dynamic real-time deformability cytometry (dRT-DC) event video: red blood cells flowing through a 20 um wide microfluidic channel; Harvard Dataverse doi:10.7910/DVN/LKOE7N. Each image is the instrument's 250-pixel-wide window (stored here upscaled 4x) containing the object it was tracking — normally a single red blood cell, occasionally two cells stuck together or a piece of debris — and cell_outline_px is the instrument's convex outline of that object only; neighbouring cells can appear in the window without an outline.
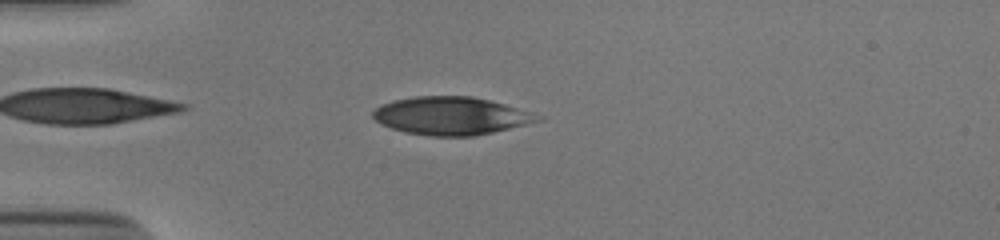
{"species": "human", "species_latin": "Homo sapiens", "temperature_condition": "cold", "stored_images_in_passage": 42, "camera_frame_rate_fps": 3000, "um_per_image_px": 0.085, "donor": {"sex": "male"}, "frame": {"image": 1, "passage_image": 4, "time_ms": 1.0, "image_size_px": [1000, 240], "cell_outline_px": [[544, 120], [476, 136], [428, 136], [404, 132], [380, 124], [372, 116], [372, 112], [376, 108], [392, 100], [416, 96], [472, 96], [504, 104], [544, 116]], "centroid_in_image_um": [38.35, 9.85], "position_along_channel_um": 46.7, "area_um2": 36.47}}
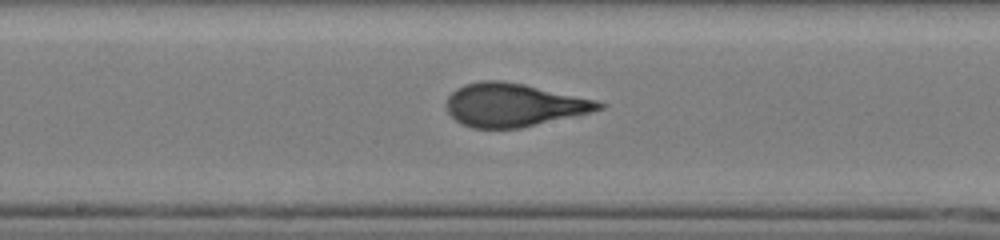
{"frame": {"image": 2, "passage_image": 18, "time_ms": 5.667, "image_size_px": [1000, 240], "cell_outline_px": [[608, 104], [604, 108], [588, 112], [520, 128], [472, 128], [460, 124], [448, 112], [448, 96], [456, 88], [464, 84], [480, 80], [500, 80], [524, 84], [596, 100]], "centroid_in_image_um": [43.63, 8.91], "position_along_channel_um": 204.6, "area_um2": 38.03}}
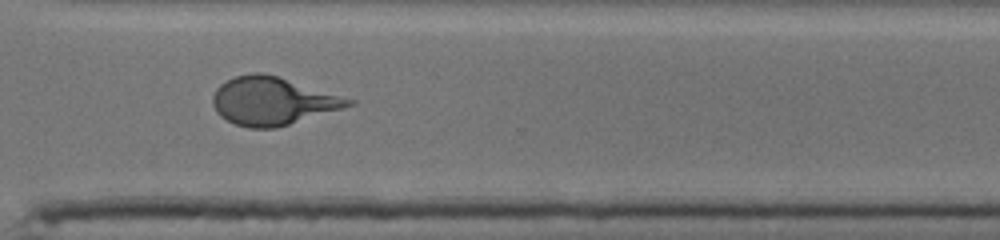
{"frame": {"image": 3, "passage_image": 29, "time_ms": 9.333, "image_size_px": [1000, 240], "cell_outline_px": [[356, 104], [276, 128], [248, 128], [236, 124], [220, 116], [216, 112], [212, 104], [212, 96], [216, 88], [220, 84], [236, 76], [252, 72], [264, 72], [356, 100]], "centroid_in_image_um": [23.15, 8.58], "position_along_channel_um": 347.5, "area_um2": 37.8}, "authors_computed_cell_mechanics": {"area_um2": 37.8012, "velocity_mm_per_s": 3.8938, "shape_relaxation_time_tau1_ms": 5.4423, "shape_relaxation_time_tau2_ms": null, "deformation_change_tau1": 0.206, "deformation_change_tau2": null}}